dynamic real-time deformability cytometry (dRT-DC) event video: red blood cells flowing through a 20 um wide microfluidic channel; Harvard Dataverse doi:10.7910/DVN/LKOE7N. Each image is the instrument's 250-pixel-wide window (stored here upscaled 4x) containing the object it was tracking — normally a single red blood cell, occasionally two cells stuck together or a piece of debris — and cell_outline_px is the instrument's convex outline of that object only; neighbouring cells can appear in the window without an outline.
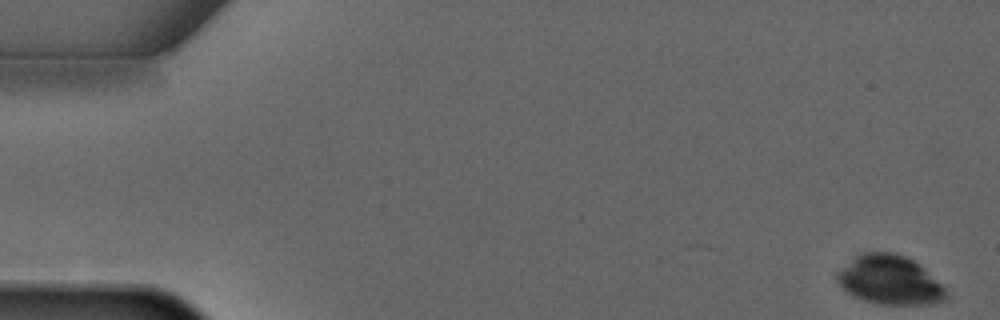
{"species": "common noctule bat (a hibernating species)", "species_latin": "Nyctalus noctula", "temperature_condition": "warm", "stored_images_in_passage": 2, "camera_frame_rate_fps": 3000, "um_per_image_px": 0.085, "animal": {"sex": "male", "forearm_length_mm": 52.5}, "frame": {"image": 1, "passage_image": 1, "time_ms": 0.0, "image_size_px": [1000, 320], "cell_outline_px": [[948, 300], [932, 304], [880, 304], [864, 300], [852, 296], [836, 280], [836, 272], [860, 252], [892, 252], [904, 256], [912, 260], [948, 288]], "centroid_in_image_um": [75.66, 23.81], "position_along_channel_um": 9.3, "area_um2": 31.27}}